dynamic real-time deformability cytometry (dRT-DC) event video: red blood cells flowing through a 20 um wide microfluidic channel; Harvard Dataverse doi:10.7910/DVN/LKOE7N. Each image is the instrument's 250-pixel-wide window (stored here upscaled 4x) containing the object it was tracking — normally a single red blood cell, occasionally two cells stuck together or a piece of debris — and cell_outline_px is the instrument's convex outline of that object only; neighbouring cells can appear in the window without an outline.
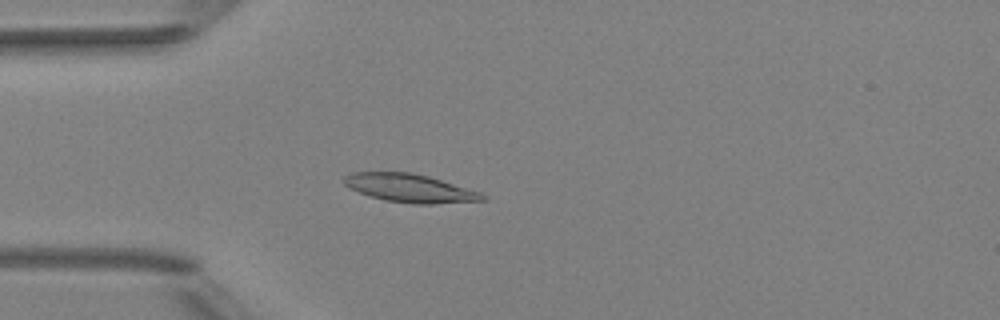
{"species": "Egyptian fruit bat (a non-hibernating species)", "species_latin": "Rousettus aegyptiacus", "temperature_condition": "room temperature", "stored_images_in_passage": 4, "camera_frame_rate_fps": 3000, "um_per_image_px": 0.085, "animal": {"sex": "female"}, "frame": {"image": 1, "passage_image": 4, "time_ms": 3.667, "image_size_px": [1000, 320], "cell_outline_px": [[488, 200], [432, 204], [412, 204], [384, 200], [348, 188], [344, 184], [344, 176], [352, 172], [412, 172], [428, 176], [480, 192], [488, 196]], "centroid_in_image_um": [34.86, 15.99], "position_along_channel_um": 50.1, "area_um2": 22.83}}